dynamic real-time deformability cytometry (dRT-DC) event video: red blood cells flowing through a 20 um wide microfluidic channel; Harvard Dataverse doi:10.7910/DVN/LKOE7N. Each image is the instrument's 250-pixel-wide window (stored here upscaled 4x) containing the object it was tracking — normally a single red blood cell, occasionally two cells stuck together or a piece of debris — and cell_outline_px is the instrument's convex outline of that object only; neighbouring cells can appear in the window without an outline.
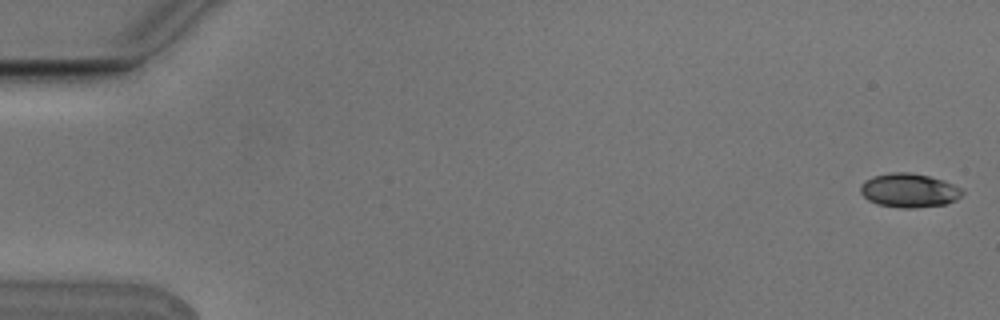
{"species": "Egyptian fruit bat (a non-hibernating species)", "species_latin": "Rousettus aegyptiacus", "temperature_condition": "cold", "stored_images_in_passage": 11, "camera_frame_rate_fps": 3000, "um_per_image_px": 0.085, "animal": {"sex": "male"}, "frame": {"image": 1, "passage_image": 1, "time_ms": 0.0, "image_size_px": [1000, 320], "cell_outline_px": [[964, 192], [956, 200], [944, 204], [916, 208], [900, 208], [876, 204], [868, 200], [860, 192], [860, 188], [864, 180], [872, 176], [888, 172], [912, 172], [944, 180], [964, 188]], "centroid_in_image_um": [77.27, 16.17], "position_along_channel_um": 7.7, "area_um2": 20.46}}
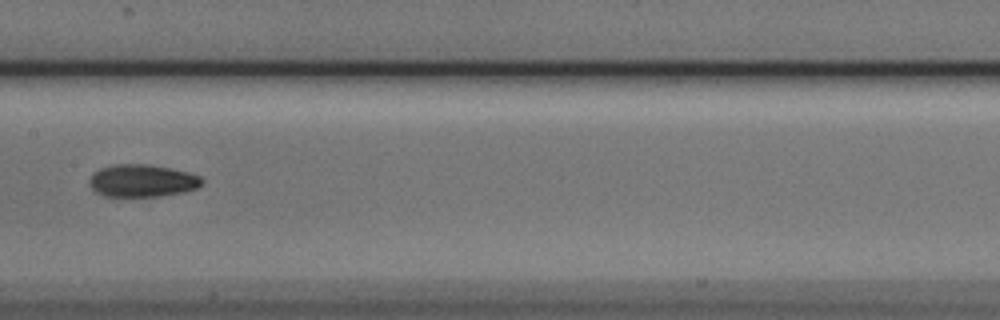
{"frame": {"image": 2, "passage_image": 8, "time_ms": 2.333, "image_size_px": [1000, 320], "cell_outline_px": [[204, 180], [196, 188], [184, 192], [160, 196], [104, 196], [96, 192], [88, 184], [88, 180], [92, 172], [100, 168], [116, 164], [144, 164], [168, 168], [188, 172], [200, 176]], "centroid_in_image_um": [12.04, 15.36], "position_along_channel_um": 195.4, "area_um2": 21.27}}
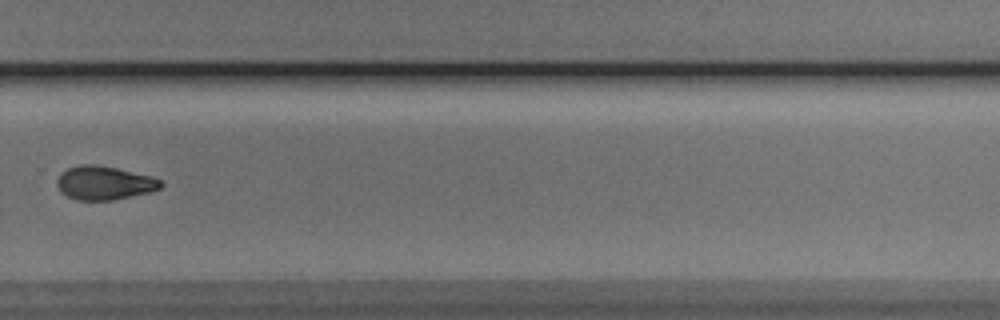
{"frame": {"image": 3, "passage_image": 11, "time_ms": 3.333, "image_size_px": [1000, 320], "cell_outline_px": [[164, 184], [160, 188], [148, 192], [112, 200], [76, 200], [60, 192], [56, 184], [56, 180], [60, 172], [68, 168], [80, 164], [92, 164], [116, 168], [152, 176], [160, 180]], "centroid_in_image_um": [8.82, 15.54], "position_along_channel_um": 321.0, "area_um2": 20.35}}